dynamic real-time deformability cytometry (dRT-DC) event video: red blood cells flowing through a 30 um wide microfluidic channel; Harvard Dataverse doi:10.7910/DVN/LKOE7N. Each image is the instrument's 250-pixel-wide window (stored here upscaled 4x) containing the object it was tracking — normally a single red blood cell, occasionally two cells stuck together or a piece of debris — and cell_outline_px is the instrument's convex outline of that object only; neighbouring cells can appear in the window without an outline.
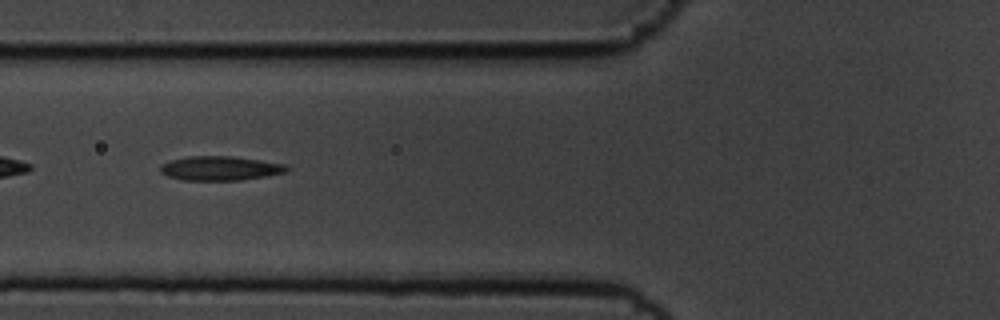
{"species": "common noctule bat (a hibernating species)", "species_latin": "Nyctalus noctula", "temperature_condition": "cold", "stored_images_in_passage": 45, "camera_frame_rate_fps": 3000, "um_per_image_px": 0.085, "animal": {"sex": "male", "body_mass_g": 19.5, "forearm_length_mm": 54.6}, "frame": {"image": 1, "passage_image": 10, "time_ms": 3.0, "image_size_px": [1000, 320], "cell_outline_px": [[288, 172], [240, 180], [184, 180], [168, 176], [160, 172], [160, 164], [172, 160], [188, 156], [232, 156], [260, 160], [284, 164], [288, 168]], "centroid_in_image_um": [18.69, 14.3], "position_along_channel_um": 107.1, "area_um2": 17.74}}
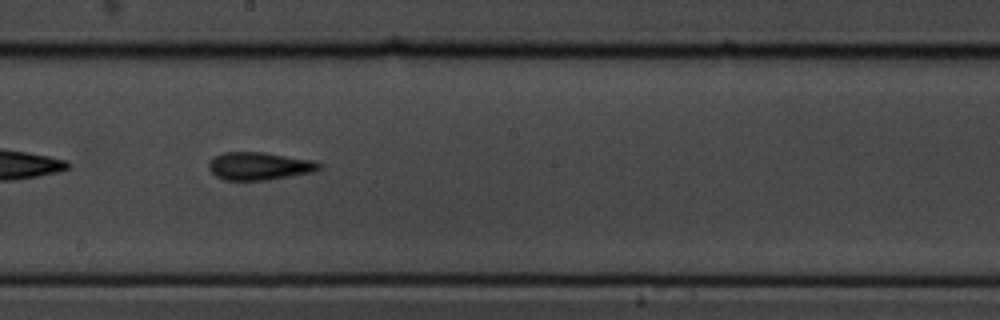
{"frame": {"image": 2, "passage_image": 20, "time_ms": 6.333, "image_size_px": [1000, 320], "cell_outline_px": [[324, 168], [316, 172], [268, 180], [224, 180], [216, 176], [208, 168], [208, 164], [212, 156], [224, 152], [264, 152], [312, 160], [324, 164]], "centroid_in_image_um": [22.08, 14.12], "position_along_channel_um": 226.1, "area_um2": 18.26}}
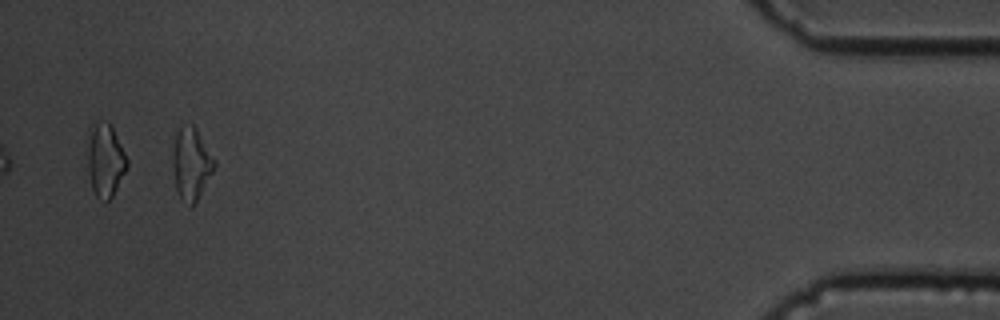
{"frame": {"image": 3, "passage_image": 42, "time_ms": 13.667, "image_size_px": [1000, 320], "cell_outline_px": [[216, 168], [192, 208], [180, 196], [176, 188], [172, 160], [176, 132], [180, 128], [192, 124], [196, 128], [216, 160]], "centroid_in_image_um": [16.29, 13.93], "position_along_channel_um": 418.9, "area_um2": 17.34}, "authors_computed_cell_mechanics": {"area_um2": 17.5712, "velocity_mm_per_s": 3.5713, "shape_relaxation_time_tau1_ms": 6.9534, "shape_relaxation_time_tau2_ms": 4.2152, "deformation_change_tau1": 0.1769, "deformation_change_tau2": 0.125}}